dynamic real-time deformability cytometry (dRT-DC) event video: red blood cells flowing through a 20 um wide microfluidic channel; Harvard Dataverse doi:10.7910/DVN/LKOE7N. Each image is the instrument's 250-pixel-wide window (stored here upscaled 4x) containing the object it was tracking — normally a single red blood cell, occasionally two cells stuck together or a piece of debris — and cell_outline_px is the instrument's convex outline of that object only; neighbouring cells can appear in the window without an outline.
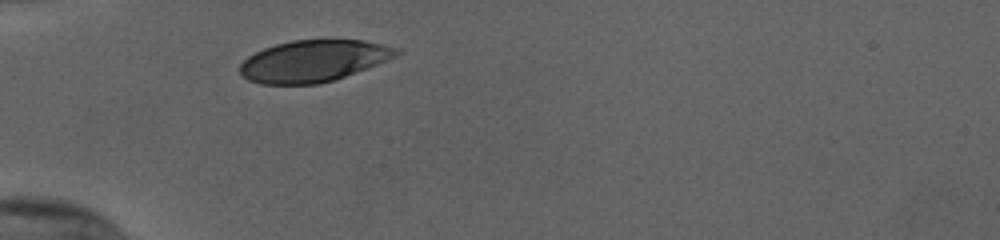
{"species": "human", "species_latin": "Homo sapiens", "temperature_condition": "cold", "stored_images_in_passage": 28, "camera_frame_rate_fps": 3000, "um_per_image_px": 0.085, "donor": {"sex": "female"}, "frame": {"image": 1, "passage_image": 1, "time_ms": 0.0, "image_size_px": [1000, 240], "cell_outline_px": [[400, 52], [396, 56], [376, 64], [344, 76], [320, 84], [260, 84], [248, 80], [240, 72], [240, 64], [248, 56], [264, 48], [276, 44], [292, 40], [364, 40], [400, 48]], "centroid_in_image_um": [26.62, 5.17], "position_along_channel_um": 58.4, "area_um2": 37.63}}
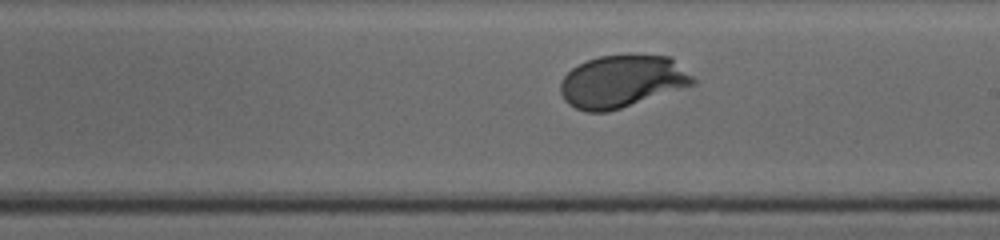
{"frame": {"image": 2, "passage_image": 16, "time_ms": 5.0, "image_size_px": [1000, 240], "cell_outline_px": [[696, 84], [608, 112], [588, 112], [576, 108], [568, 104], [564, 100], [560, 92], [560, 80], [572, 68], [588, 60], [600, 56], [672, 56], [696, 80]], "centroid_in_image_um": [52.87, 6.93], "position_along_channel_um": 236.1, "area_um2": 40.11}}
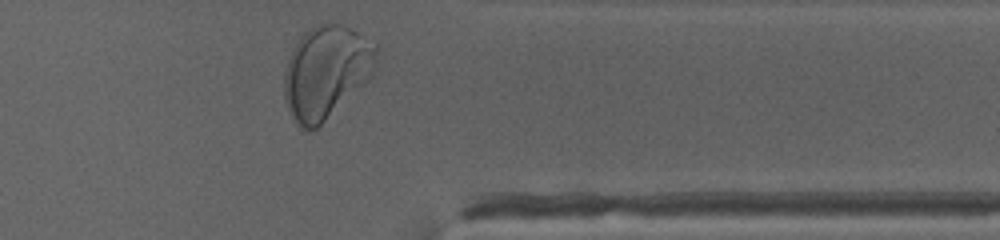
{"frame": {"image": 3, "passage_image": 28, "time_ms": 9.0, "image_size_px": [1000, 240], "cell_outline_px": [[376, 60], [372, 76], [368, 80], [316, 128], [308, 132], [304, 132], [296, 124], [288, 112], [284, 100], [284, 72], [288, 56], [292, 48], [300, 36], [308, 28], [316, 24], [340, 24], [364, 36], [376, 44]], "centroid_in_image_um": [27.67, 6.13], "position_along_channel_um": 383.7, "area_um2": 49.94}, "authors_computed_cell_mechanics": {"area_um2": 40.8646, "velocity_mm_per_s": 3.7805, "shape_relaxation_time_tau1_ms": 2.419, "shape_relaxation_time_tau2_ms": null, "deformation_change_tau1": 0.1411, "deformation_change_tau2": null}}